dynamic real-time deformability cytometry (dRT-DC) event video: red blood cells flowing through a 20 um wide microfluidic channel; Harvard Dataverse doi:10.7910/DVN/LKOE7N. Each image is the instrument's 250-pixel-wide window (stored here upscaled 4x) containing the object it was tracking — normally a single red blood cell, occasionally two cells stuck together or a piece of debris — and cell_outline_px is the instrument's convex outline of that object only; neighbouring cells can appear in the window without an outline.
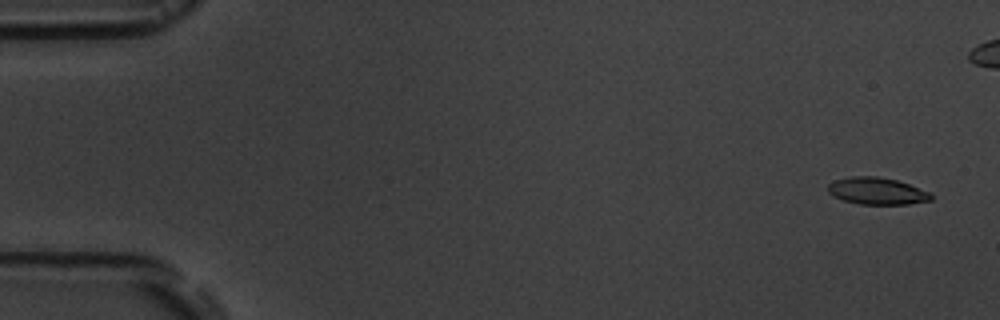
{"species": "common noctule bat (a hibernating species)", "species_latin": "Nyctalus noctula", "temperature_condition": "room temperature", "stored_images_in_passage": 5, "camera_frame_rate_fps": 3000, "um_per_image_px": 0.085, "animal": {"sex": "male", "body_mass_g": 19.5, "forearm_length_mm": 54.6}, "frame": {"image": 1, "passage_image": 5, "time_ms": 7.0, "image_size_px": [1000, 320], "cell_outline_px": [[932, 200], [908, 204], [860, 204], [844, 200], [832, 196], [828, 192], [828, 184], [832, 180], [852, 176], [876, 176], [896, 180], [932, 192]], "centroid_in_image_um": [74.53, 16.23], "position_along_channel_um": 10.5, "area_um2": 16.3}}